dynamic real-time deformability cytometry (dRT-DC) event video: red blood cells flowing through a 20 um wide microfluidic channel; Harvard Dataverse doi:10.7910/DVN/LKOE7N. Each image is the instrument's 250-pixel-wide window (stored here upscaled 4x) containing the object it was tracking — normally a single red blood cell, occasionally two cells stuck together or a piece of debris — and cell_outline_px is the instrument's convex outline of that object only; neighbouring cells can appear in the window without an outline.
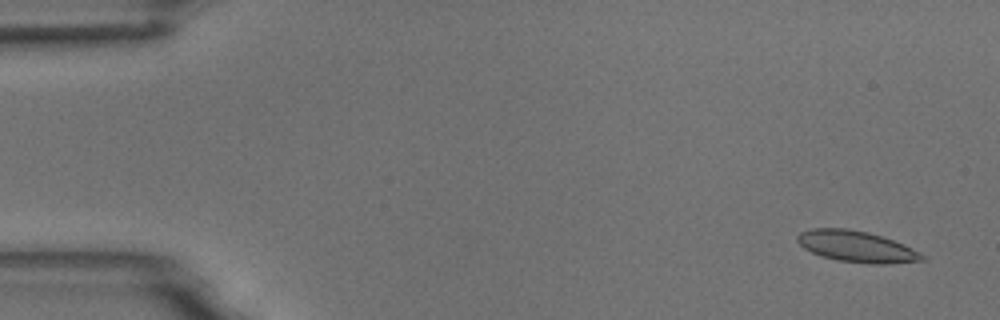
{"species": "common noctule bat (a hibernating species)", "species_latin": "Nyctalus noctula", "temperature_condition": "room temperature", "stored_images_in_passage": 6, "camera_frame_rate_fps": 3000, "um_per_image_px": 0.085, "animal": {"sex": "male", "body_mass_g": 18.8}, "frame": {"image": 1, "passage_image": 1, "time_ms": 0.0, "image_size_px": [1000, 320], "cell_outline_px": [[924, 260], [888, 264], [868, 264], [836, 260], [820, 256], [804, 248], [796, 240], [796, 236], [800, 232], [812, 228], [848, 228], [868, 232], [904, 244], [920, 252], [924, 256]], "centroid_in_image_um": [72.78, 20.96], "position_along_channel_um": 12.2, "area_um2": 22.77}}
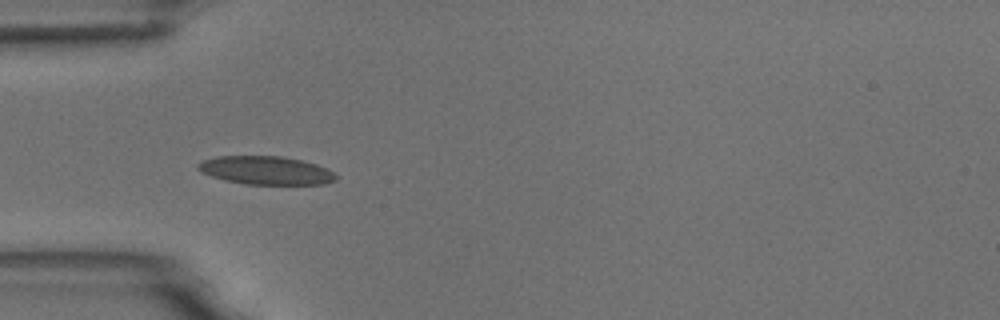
{"frame": {"image": 2, "passage_image": 5, "time_ms": 4.667, "image_size_px": [1000, 320], "cell_outline_px": [[336, 180], [324, 184], [244, 184], [224, 180], [200, 172], [196, 168], [196, 164], [204, 160], [216, 156], [280, 156], [304, 160], [328, 168], [336, 176]], "centroid_in_image_um": [22.58, 14.48], "position_along_channel_um": 62.4, "area_um2": 22.89}}